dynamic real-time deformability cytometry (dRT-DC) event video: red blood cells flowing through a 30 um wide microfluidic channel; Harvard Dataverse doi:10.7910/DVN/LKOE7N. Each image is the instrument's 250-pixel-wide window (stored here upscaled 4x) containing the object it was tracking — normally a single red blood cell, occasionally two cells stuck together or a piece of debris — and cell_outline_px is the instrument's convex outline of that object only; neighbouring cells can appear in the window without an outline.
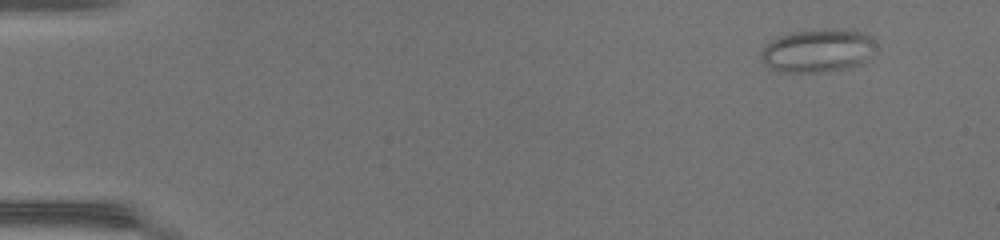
{"species": "common noctule bat (a hibernating species)", "species_latin": "Nyctalus noctula", "temperature_condition": "warm", "stored_images_in_passage": 45, "camera_frame_rate_fps": 3000, "um_per_image_px": 0.085, "animal": {"sex": "female", "body_mass_g": 17.0, "forearm_length_mm": 48.0}, "frame": {"image": 1, "passage_image": 1, "time_ms": 0.0, "image_size_px": [1000, 240], "cell_outline_px": [[876, 44], [864, 60], [860, 64], [848, 68], [824, 72], [776, 72], [760, 56], [760, 52], [776, 36], [792, 32], [812, 28], [832, 28], [860, 32], [872, 36]], "centroid_in_image_um": [69.48, 4.28], "position_along_channel_um": 15.5, "area_um2": 28.96}}
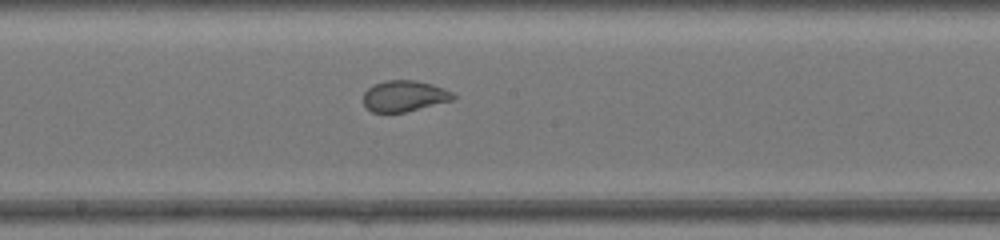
{"frame": {"image": 2, "passage_image": 24, "time_ms": 7.667, "image_size_px": [1000, 240], "cell_outline_px": [[456, 96], [452, 100], [404, 112], [372, 112], [364, 104], [364, 92], [372, 84], [388, 80], [416, 80], [432, 84], [444, 88], [452, 92]], "centroid_in_image_um": [34.36, 8.14], "position_along_channel_um": 213.8, "area_um2": 16.13}}
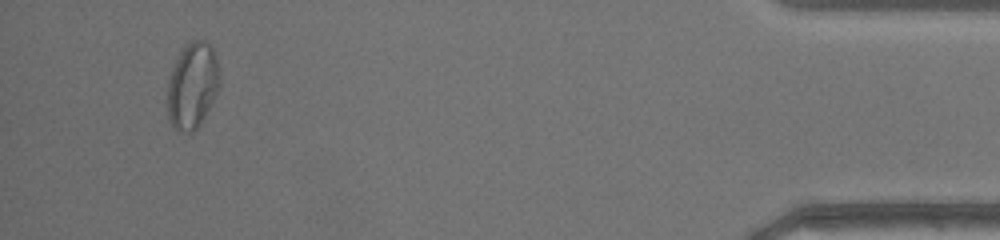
{"frame": {"image": 3, "passage_image": 43, "time_ms": 14.0, "image_size_px": [1000, 240], "cell_outline_px": [[220, 80], [216, 92], [200, 124], [192, 132], [188, 132], [172, 128], [168, 120], [168, 80], [172, 68], [180, 52], [192, 40], [204, 40], [212, 48], [216, 56], [220, 76]], "centroid_in_image_um": [16.34, 7.28], "position_along_channel_um": 418.9, "area_um2": 25.78}}